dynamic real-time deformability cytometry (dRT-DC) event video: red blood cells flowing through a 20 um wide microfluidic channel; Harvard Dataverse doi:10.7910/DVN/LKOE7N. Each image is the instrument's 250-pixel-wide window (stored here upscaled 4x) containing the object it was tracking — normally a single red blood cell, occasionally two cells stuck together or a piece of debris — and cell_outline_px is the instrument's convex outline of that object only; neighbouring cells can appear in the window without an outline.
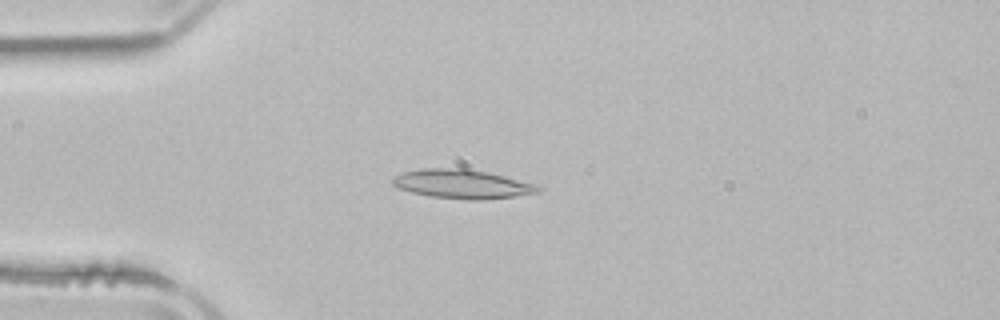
{"species": "common noctule bat (a hibernating species)", "species_latin": "Nyctalus noctula", "temperature_condition": "room temperature", "stored_images_in_passage": 4, "camera_frame_rate_fps": 3000, "um_per_image_px": 0.085, "animal": {"sex": "male", "body_mass_g": 21.5, "forearm_length_mm": 52.0}, "frame": {"image": 1, "passage_image": 4, "time_ms": 4.0, "image_size_px": [1000, 320], "cell_outline_px": [[544, 188], [540, 192], [512, 196], [480, 200], [472, 200], [432, 196], [412, 192], [400, 188], [392, 184], [392, 180], [396, 176], [404, 172], [420, 168], [464, 168], [488, 172], [536, 184]], "centroid_in_image_um": [39.32, 15.63], "position_along_channel_um": 45.7, "area_um2": 24.33}}